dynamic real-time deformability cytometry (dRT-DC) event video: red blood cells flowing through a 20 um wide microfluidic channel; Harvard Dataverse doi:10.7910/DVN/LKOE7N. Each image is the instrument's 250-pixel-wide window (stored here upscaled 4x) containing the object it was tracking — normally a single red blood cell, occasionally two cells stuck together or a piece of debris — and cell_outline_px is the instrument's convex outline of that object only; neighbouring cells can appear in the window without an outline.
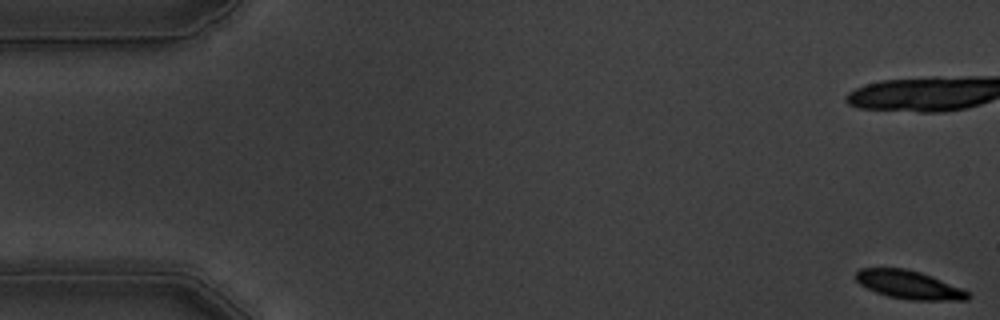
{"species": "common noctule bat (a hibernating species)", "species_latin": "Nyctalus noctula", "temperature_condition": "warm", "stored_images_in_passage": 58, "camera_frame_rate_fps": 3000, "um_per_image_px": 0.085, "animal": {"sex": "male", "body_mass_g": 19.5, "forearm_length_mm": 54.6}, "frame": {"image": 1, "passage_image": 1, "time_ms": 0.0, "image_size_px": [1000, 320], "cell_outline_px": [[972, 296], [968, 300], [912, 300], [888, 296], [876, 292], [860, 284], [856, 280], [856, 272], [860, 268], [904, 268], [920, 272], [932, 276], [960, 288], [968, 292]], "centroid_in_image_um": [77.27, 24.2], "position_along_channel_um": 7.7, "area_um2": 18.32}}
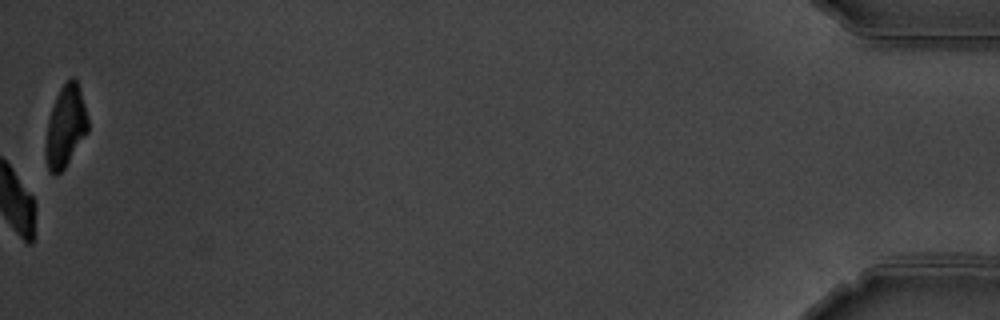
{"frame": {"image": 2, "passage_image": 58, "time_ms": 19.0, "image_size_px": [1000, 320], "cell_outline_px": [[88, 132], [64, 168], [60, 172], [48, 172], [44, 156], [44, 144], [48, 120], [56, 96], [60, 88], [72, 76], [76, 80], [84, 104], [88, 120]], "centroid_in_image_um": [5.54, 10.78], "position_along_channel_um": 429.7, "area_um2": 19.94}, "authors_computed_cell_mechanics": {"area_um2": 20.0277, "velocity_mm_per_s": 3.5343, "shape_relaxation_time_tau1_ms": 2.1294, "shape_relaxation_time_tau2_ms": 2.6933, "deformation_change_tau1": 0.112, "deformation_change_tau2": 0.0497}}